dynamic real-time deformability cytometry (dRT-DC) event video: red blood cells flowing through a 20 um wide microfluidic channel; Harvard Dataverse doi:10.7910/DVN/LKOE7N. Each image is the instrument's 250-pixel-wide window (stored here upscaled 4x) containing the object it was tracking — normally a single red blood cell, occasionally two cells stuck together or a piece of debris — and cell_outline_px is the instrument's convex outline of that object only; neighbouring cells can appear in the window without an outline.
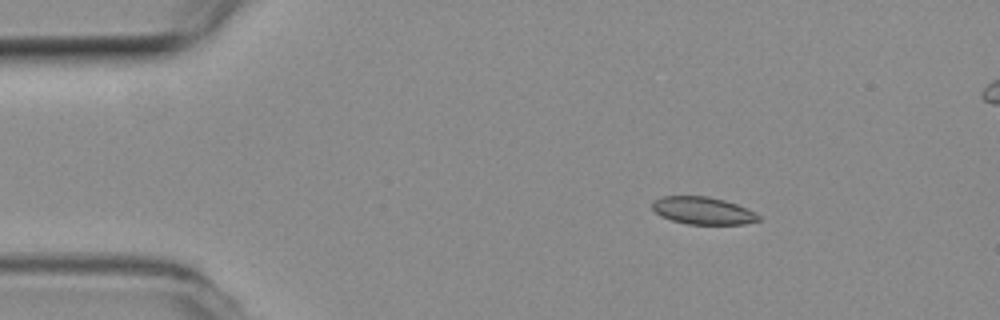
{"species": "common noctule bat (a hibernating species)", "species_latin": "Nyctalus noctula", "temperature_condition": "room temperature", "stored_images_in_passage": 48, "camera_frame_rate_fps": 3000, "um_per_image_px": 0.085, "animal": {"sex": "female", "body_mass_g": 19.3, "forearm_length_mm": 54.1}, "frame": {"image": 1, "passage_image": 5, "time_ms": 1.333, "image_size_px": [1000, 320], "cell_outline_px": [[760, 220], [744, 224], [688, 224], [672, 220], [660, 216], [652, 208], [652, 204], [660, 196], [708, 196], [724, 200], [736, 204], [760, 216]], "centroid_in_image_um": [59.71, 17.9], "position_along_channel_um": 25.3, "area_um2": 16.76}}
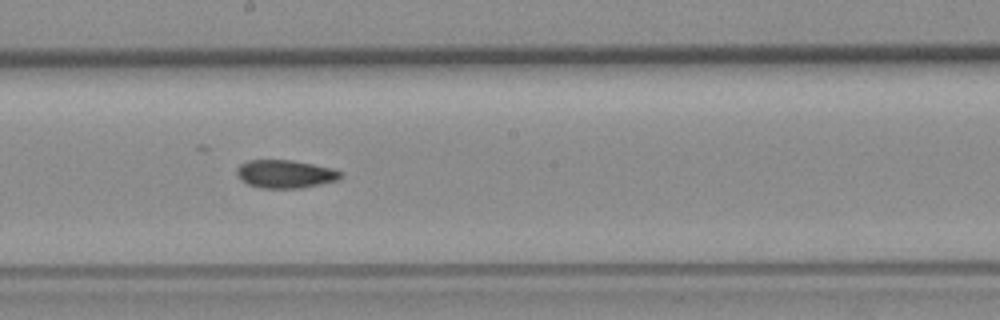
{"frame": {"image": 2, "passage_image": 26, "time_ms": 8.333, "image_size_px": [1000, 320], "cell_outline_px": [[344, 176], [336, 180], [300, 188], [260, 188], [248, 184], [240, 180], [236, 172], [236, 168], [240, 164], [248, 160], [292, 160], [332, 168], [344, 172]], "centroid_in_image_um": [24.23, 14.78], "position_along_channel_um": 224.0, "area_um2": 17.05}}
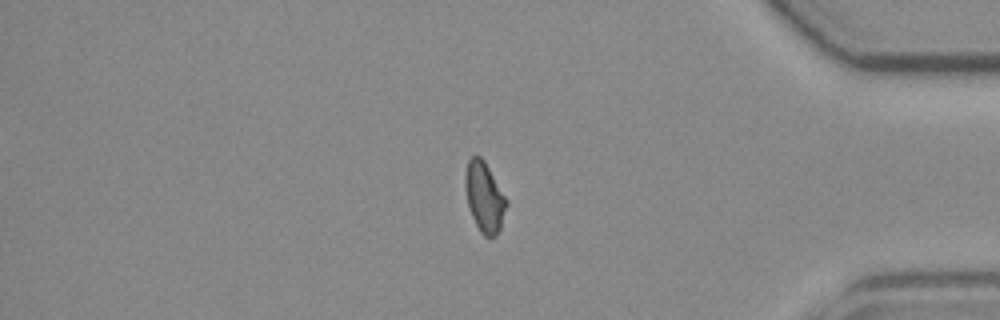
{"frame": {"image": 3, "passage_image": 42, "time_ms": 13.667, "image_size_px": [1000, 320], "cell_outline_px": [[508, 204], [500, 228], [496, 236], [484, 236], [480, 232], [472, 216], [468, 204], [464, 184], [464, 172], [468, 160], [472, 156], [480, 156], [484, 160], [508, 200]], "centroid_in_image_um": [41.17, 16.73], "position_along_channel_um": 394.0, "area_um2": 16.88}, "authors_computed_cell_mechanics": {"area_um2": 17.0221, "velocity_mm_per_s": 3.7822, "shape_relaxation_time_tau1_ms": null, "shape_relaxation_time_tau2_ms": 3.9483, "deformation_change_tau1": null, "deformation_change_tau2": 0.0931}}